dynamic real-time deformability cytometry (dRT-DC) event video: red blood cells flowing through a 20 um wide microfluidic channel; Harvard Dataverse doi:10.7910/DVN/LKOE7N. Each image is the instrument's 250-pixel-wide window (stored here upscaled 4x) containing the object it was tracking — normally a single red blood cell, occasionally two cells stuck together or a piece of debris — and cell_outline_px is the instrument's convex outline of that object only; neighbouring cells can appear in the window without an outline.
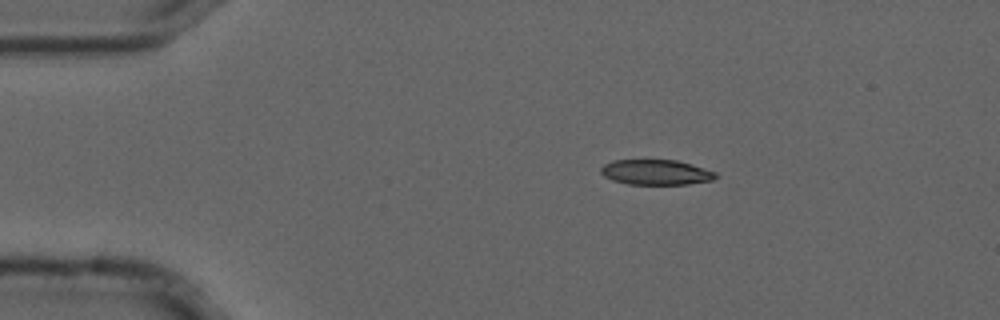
{"species": "common noctule bat (a hibernating species)", "species_latin": "Nyctalus noctula", "temperature_condition": "cold", "stored_images_in_passage": 46, "camera_frame_rate_fps": 3000, "um_per_image_px": 0.085, "animal": {"sex": "male", "forearm_length_mm": 52.5}, "frame": {"image": 1, "passage_image": 1, "time_ms": 0.0, "image_size_px": [1000, 320], "cell_outline_px": [[716, 176], [712, 180], [688, 184], [628, 184], [612, 180], [604, 176], [600, 172], [600, 168], [604, 164], [612, 160], [676, 160], [692, 164], [716, 172]], "centroid_in_image_um": [55.73, 14.64], "position_along_channel_um": 29.3, "area_um2": 16.82}}
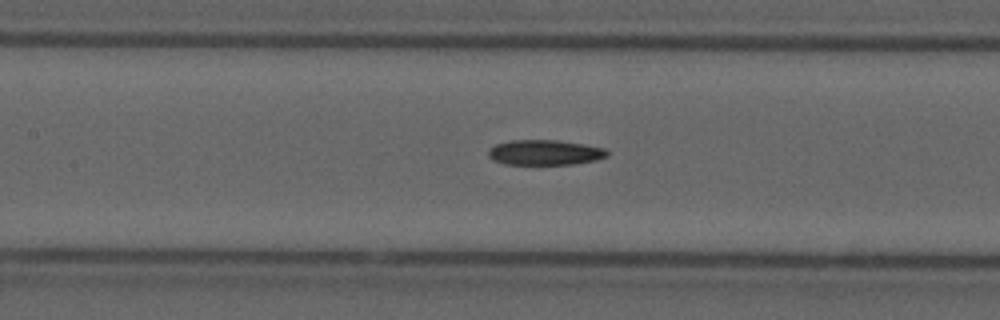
{"frame": {"image": 2, "passage_image": 16, "time_ms": 5.0, "image_size_px": [1000, 320], "cell_outline_px": [[608, 156], [596, 160], [576, 164], [504, 164], [492, 160], [488, 156], [488, 152], [496, 144], [512, 140], [556, 140], [584, 144], [604, 148], [608, 152]], "centroid_in_image_um": [46.32, 12.96], "position_along_channel_um": 161.1, "area_um2": 17.4}}
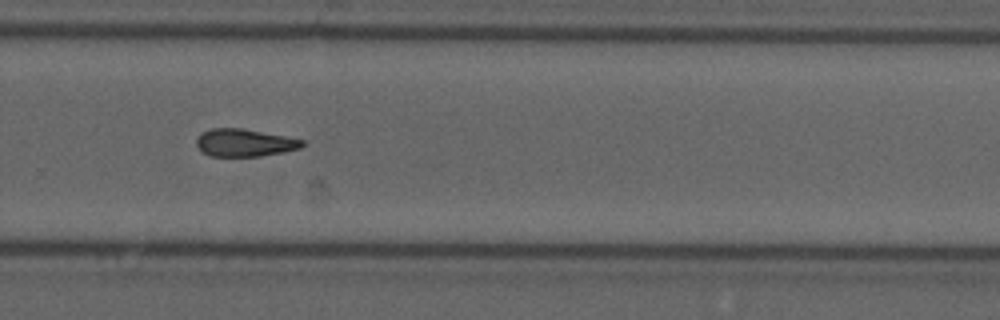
{"frame": {"image": 3, "passage_image": 28, "time_ms": 9.0, "image_size_px": [1000, 320], "cell_outline_px": [[304, 144], [300, 148], [284, 152], [260, 156], [208, 156], [200, 152], [196, 144], [196, 140], [200, 132], [212, 128], [244, 128], [304, 140]], "centroid_in_image_um": [20.73, 12.13], "position_along_channel_um": 309.1, "area_um2": 17.17}}